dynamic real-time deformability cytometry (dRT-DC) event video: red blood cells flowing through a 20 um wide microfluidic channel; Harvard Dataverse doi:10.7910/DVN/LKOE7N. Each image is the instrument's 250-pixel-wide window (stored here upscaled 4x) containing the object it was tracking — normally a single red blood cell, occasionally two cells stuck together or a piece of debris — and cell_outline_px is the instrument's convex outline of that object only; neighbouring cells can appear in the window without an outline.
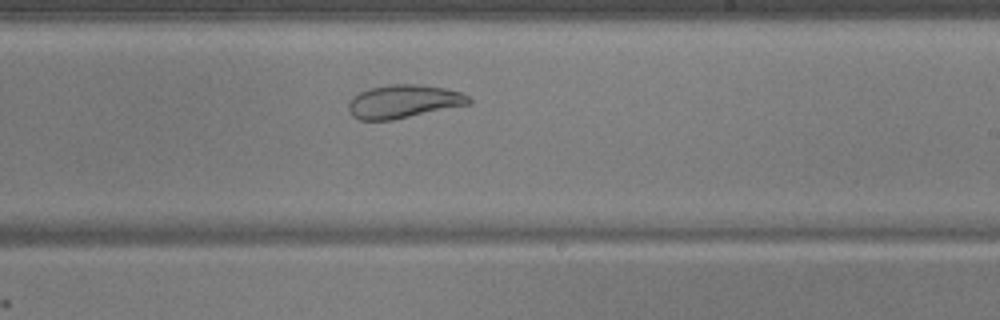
{"species": "common noctule bat (a hibernating species)", "species_latin": "Nyctalus noctula", "temperature_condition": "warm", "stored_images_in_passage": 34, "camera_frame_rate_fps": 3000, "um_per_image_px": 0.085, "animal": {"sex": "male", "body_mass_g": 17.9, "forearm_length_mm": 54.2}, "frame": {"image": 1, "passage_image": 24, "time_ms": 7.667, "image_size_px": [1000, 320], "cell_outline_px": [[472, 104], [392, 120], [360, 120], [352, 116], [348, 108], [348, 100], [352, 96], [368, 88], [388, 84], [416, 84], [444, 88], [460, 92], [468, 96], [472, 100]], "centroid_in_image_um": [34.29, 8.62], "position_along_channel_um": 254.7, "area_um2": 23.58}}
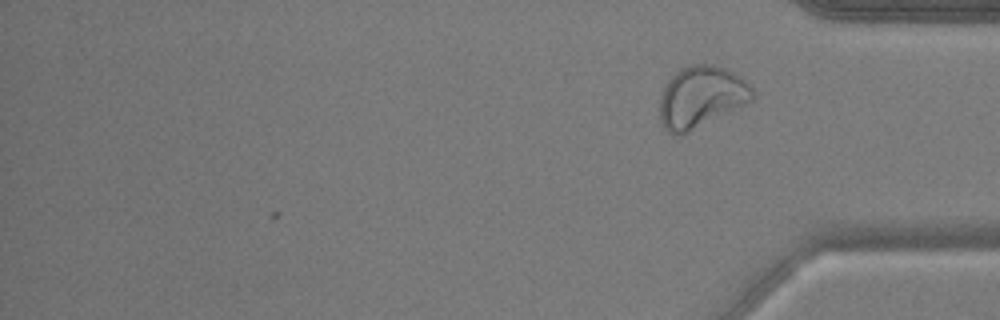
{"frame": {"image": 2, "passage_image": 34, "time_ms": 11.0, "image_size_px": [1000, 320], "cell_outline_px": [[752, 100], [680, 136], [668, 132], [664, 128], [660, 120], [660, 96], [668, 80], [680, 68], [692, 64], [708, 64], [724, 68], [740, 76], [752, 88]], "centroid_in_image_um": [59.55, 8.23], "position_along_channel_um": 375.7, "area_um2": 32.66}, "authors_computed_cell_mechanics": {"area_um2": 24.3916, "velocity_mm_per_s": 3.7151, "shape_relaxation_time_tau1_ms": null, "shape_relaxation_time_tau2_ms": 1.485, "deformation_change_tau1": null, "deformation_change_tau2": 0.0799}}